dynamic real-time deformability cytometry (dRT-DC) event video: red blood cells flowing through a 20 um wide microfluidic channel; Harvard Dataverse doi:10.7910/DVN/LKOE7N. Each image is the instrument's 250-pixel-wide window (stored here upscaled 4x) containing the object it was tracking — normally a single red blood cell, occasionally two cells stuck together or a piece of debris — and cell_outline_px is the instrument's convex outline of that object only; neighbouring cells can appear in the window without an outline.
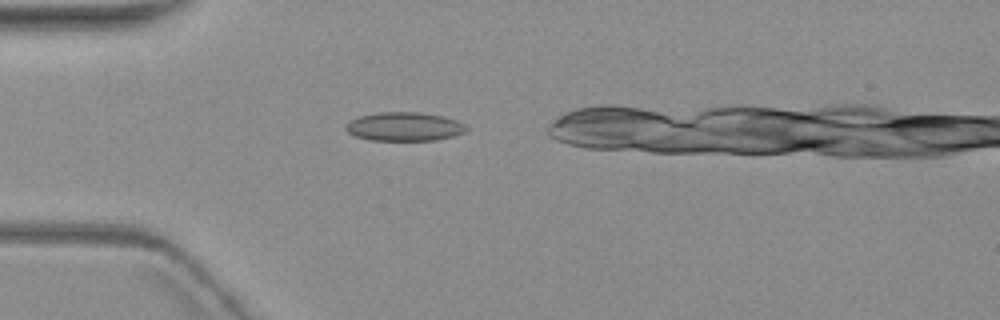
{"species": "common noctule bat (a hibernating species)", "species_latin": "Nyctalus noctula", "temperature_condition": "warm", "stored_images_in_passage": 2, "camera_frame_rate_fps": 3000, "um_per_image_px": 0.085, "animal": {"sex": "female", "body_mass_g": 19.3, "forearm_length_mm": 54.1}, "frame": {"image": 1, "passage_image": 2, "time_ms": 1.0, "image_size_px": [1000, 320], "cell_outline_px": [[468, 128], [464, 132], [452, 136], [436, 140], [368, 140], [356, 136], [348, 132], [344, 128], [344, 124], [348, 120], [360, 116], [380, 112], [420, 112], [444, 116], [456, 120], [464, 124]], "centroid_in_image_um": [34.33, 10.75], "position_along_channel_um": 50.7, "area_um2": 20.29}}